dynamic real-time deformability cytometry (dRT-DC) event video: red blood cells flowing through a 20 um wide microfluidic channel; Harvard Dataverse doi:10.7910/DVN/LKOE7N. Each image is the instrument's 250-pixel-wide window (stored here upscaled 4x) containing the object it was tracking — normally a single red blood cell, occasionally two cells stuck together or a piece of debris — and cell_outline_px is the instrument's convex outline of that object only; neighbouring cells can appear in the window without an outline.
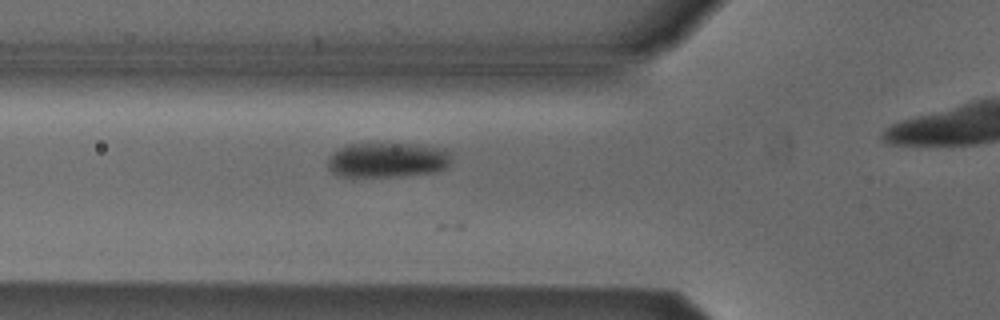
{"species": "Egyptian fruit bat (a non-hibernating species)", "species_latin": "Rousettus aegyptiacus", "temperature_condition": "cold", "stored_images_in_passage": 14, "camera_frame_rate_fps": 3000, "um_per_image_px": 0.085, "animal": {"sex": "male"}, "frame": {"image": 1, "passage_image": 9, "time_ms": 2.667, "image_size_px": [1000, 320], "cell_outline_px": [[452, 156], [448, 164], [444, 168], [436, 172], [400, 176], [352, 180], [336, 176], [328, 168], [328, 156], [332, 152], [348, 144], [420, 144], [436, 148], [448, 152]], "centroid_in_image_um": [32.81, 13.65], "position_along_channel_um": 93.0, "area_um2": 25.95}}